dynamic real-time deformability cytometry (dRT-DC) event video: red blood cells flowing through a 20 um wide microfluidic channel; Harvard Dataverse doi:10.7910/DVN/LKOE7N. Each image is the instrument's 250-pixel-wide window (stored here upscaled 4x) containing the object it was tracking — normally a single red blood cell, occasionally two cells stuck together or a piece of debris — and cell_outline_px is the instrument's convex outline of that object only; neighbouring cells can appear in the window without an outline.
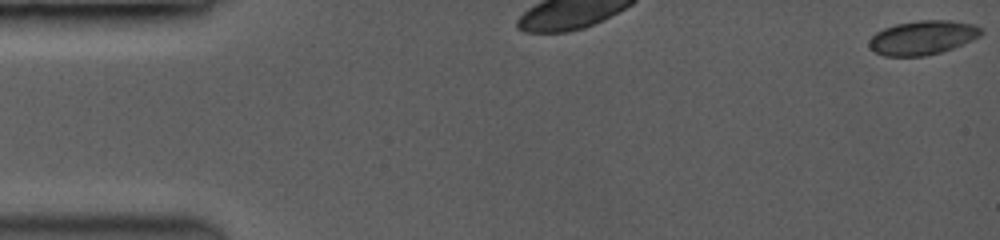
{"species": "common noctule bat (a hibernating species)", "species_latin": "Nyctalus noctula", "temperature_condition": "room temperature", "stored_images_in_passage": 15, "camera_frame_rate_fps": 3500, "um_per_image_px": 0.085, "animal": {"sex": "female", "body_mass_g": 19.0, "forearm_length_mm": 53.3}, "frame": {"image": 1, "passage_image": 1, "time_ms": 0.0, "image_size_px": [1000, 240], "cell_outline_px": [[980, 36], [940, 52], [924, 56], [888, 56], [876, 52], [868, 44], [872, 36], [876, 32], [884, 28], [896, 24], [924, 20], [940, 20], [972, 24], [980, 28]], "centroid_in_image_um": [78.37, 3.2], "position_along_channel_um": 6.6, "area_um2": 21.5}}
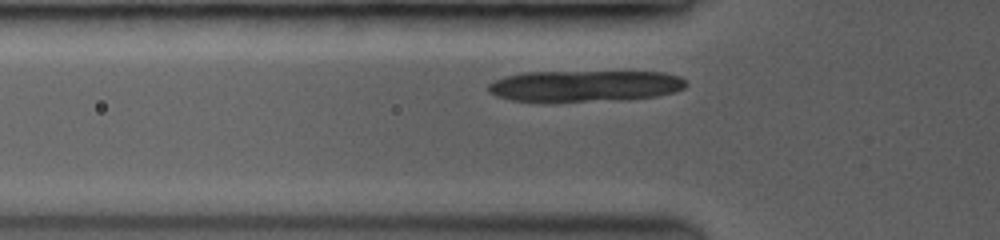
{"frame": {"image": 2, "passage_image": 6, "time_ms": 2.0, "image_size_px": [1000, 240], "cell_outline_px": [[688, 84], [684, 88], [672, 92], [656, 96], [584, 100], [512, 100], [496, 96], [488, 92], [488, 84], [504, 76], [520, 72], [664, 72], [680, 76]], "centroid_in_image_um": [49.68, 7.26], "position_along_channel_um": 76.1, "area_um2": 35.03}}